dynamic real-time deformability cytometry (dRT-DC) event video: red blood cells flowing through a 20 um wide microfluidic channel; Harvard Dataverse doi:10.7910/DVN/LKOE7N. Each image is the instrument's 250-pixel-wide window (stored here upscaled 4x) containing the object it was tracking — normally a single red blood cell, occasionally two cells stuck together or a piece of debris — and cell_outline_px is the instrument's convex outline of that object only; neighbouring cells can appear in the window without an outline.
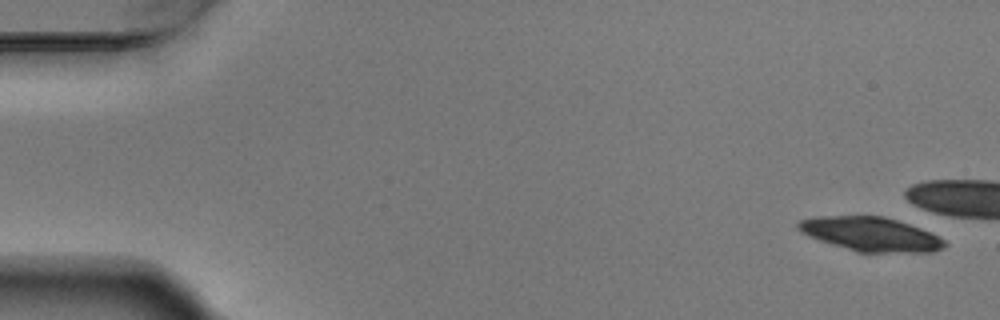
{"species": "Egyptian fruit bat (a non-hibernating species)", "species_latin": "Rousettus aegyptiacus", "temperature_condition": "warm", "stored_images_in_passage": 7, "camera_frame_rate_fps": 3000, "um_per_image_px": 0.085, "animal": {"sex": "male"}, "frame": {"image": 1, "passage_image": 1, "time_ms": 0.0, "image_size_px": [1000, 320], "cell_outline_px": [[948, 244], [932, 252], [856, 252], [808, 236], [796, 228], [796, 224], [800, 220], [820, 216], [884, 216], [920, 228], [944, 240]], "centroid_in_image_um": [73.97, 19.9], "position_along_channel_um": 11.0, "area_um2": 28.67}}
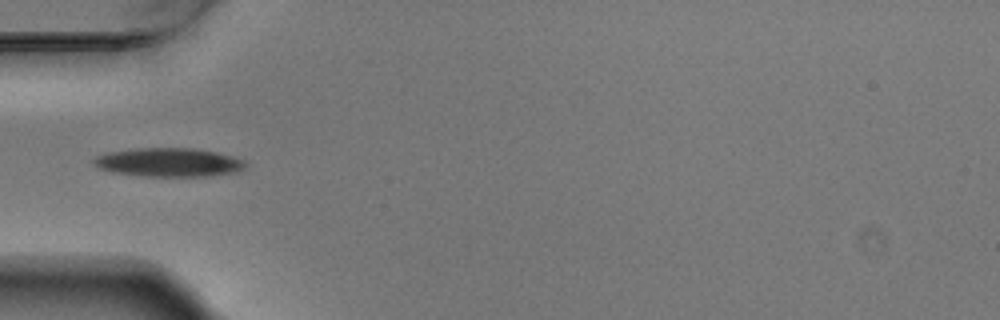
{"frame": {"image": 2, "passage_image": 7, "time_ms": 2.0, "image_size_px": [1000, 320], "cell_outline_px": [[248, 164], [244, 168], [236, 172], [204, 176], [140, 176], [112, 172], [96, 168], [92, 164], [92, 160], [96, 156], [108, 152], [136, 148], [192, 148], [216, 152], [232, 156], [244, 160]], "centroid_in_image_um": [14.3, 13.8], "position_along_channel_um": 70.7, "area_um2": 25.55}}